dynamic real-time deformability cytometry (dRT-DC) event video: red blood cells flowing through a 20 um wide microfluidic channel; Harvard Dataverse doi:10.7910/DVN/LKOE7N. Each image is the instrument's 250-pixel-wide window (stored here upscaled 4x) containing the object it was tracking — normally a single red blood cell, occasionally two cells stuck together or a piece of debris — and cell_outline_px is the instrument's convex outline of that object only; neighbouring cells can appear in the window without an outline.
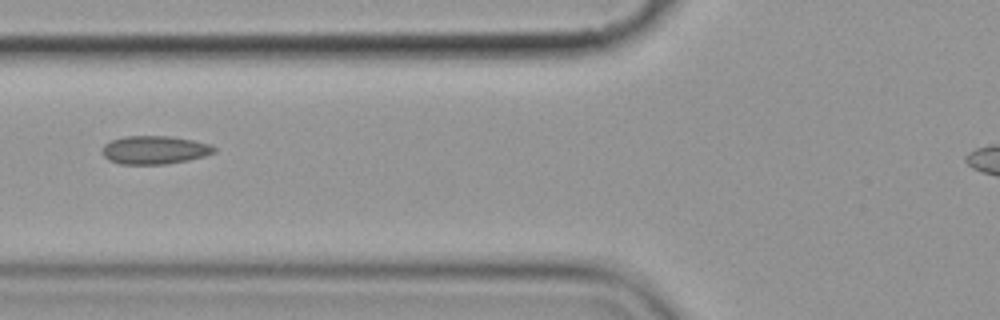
{"species": "common noctule bat (a hibernating species)", "species_latin": "Nyctalus noctula", "temperature_condition": "cold", "stored_images_in_passage": 5, "camera_frame_rate_fps": 3000, "um_per_image_px": 0.085, "animal": {"sex": "female", "body_mass_g": 19.9}, "frame": {"image": 1, "passage_image": 3, "time_ms": 2.333, "image_size_px": [1000, 320], "cell_outline_px": [[216, 152], [204, 156], [188, 160], [164, 164], [120, 164], [108, 160], [100, 152], [100, 148], [104, 144], [112, 140], [124, 136], [172, 136], [212, 144], [216, 148]], "centroid_in_image_um": [13.12, 12.74], "position_along_channel_um": 112.7, "area_um2": 18.67}}
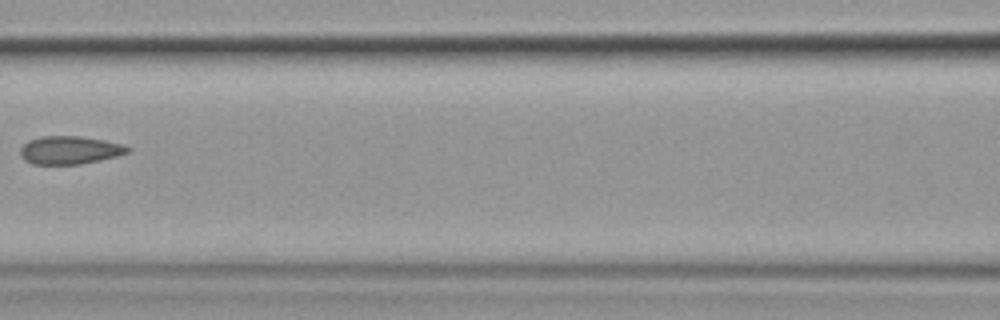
{"frame": {"image": 2, "passage_image": 4, "time_ms": 3.667, "image_size_px": [1000, 320], "cell_outline_px": [[132, 148], [128, 152], [116, 156], [100, 160], [80, 164], [32, 164], [24, 160], [20, 156], [20, 148], [28, 140], [40, 136], [80, 136], [104, 140], [124, 144]], "centroid_in_image_um": [5.91, 12.75], "position_along_channel_um": 160.7, "area_um2": 17.69}}
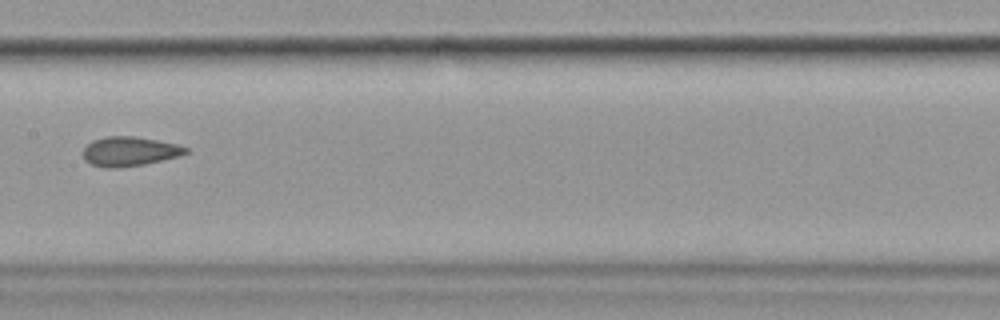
{"frame": {"image": 3, "passage_image": 5, "time_ms": 4.667, "image_size_px": [1000, 320], "cell_outline_px": [[188, 152], [180, 156], [144, 164], [116, 168], [104, 168], [92, 164], [84, 160], [84, 148], [92, 140], [104, 136], [136, 136], [176, 144], [188, 148]], "centroid_in_image_um": [11.0, 12.86], "position_along_channel_um": 196.4, "area_um2": 17.57}}